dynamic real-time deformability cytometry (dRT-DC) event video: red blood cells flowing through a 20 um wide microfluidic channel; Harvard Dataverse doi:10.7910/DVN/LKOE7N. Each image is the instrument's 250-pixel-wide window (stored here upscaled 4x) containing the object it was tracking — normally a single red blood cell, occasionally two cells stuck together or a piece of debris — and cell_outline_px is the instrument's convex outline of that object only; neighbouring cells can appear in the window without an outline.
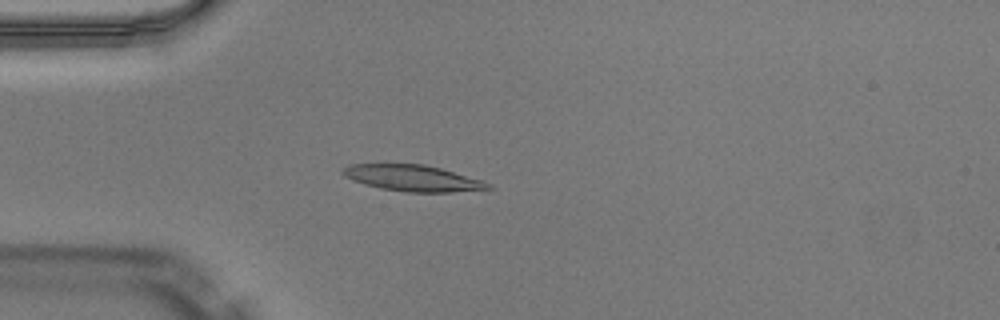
{"species": "Egyptian fruit bat (a non-hibernating species)", "species_latin": "Rousettus aegyptiacus", "temperature_condition": "warm", "stored_images_in_passage": 45, "camera_frame_rate_fps": 3000, "um_per_image_px": 0.085, "animal": {"sex": "male"}, "frame": {"image": 1, "passage_image": 9, "time_ms": 2.667, "image_size_px": [1000, 320], "cell_outline_px": [[492, 188], [452, 192], [404, 192], [380, 188], [364, 184], [352, 180], [344, 176], [340, 172], [348, 164], [424, 164], [440, 168], [484, 180], [492, 184]], "centroid_in_image_um": [35.08, 15.14], "position_along_channel_um": 49.9, "area_um2": 22.25}}
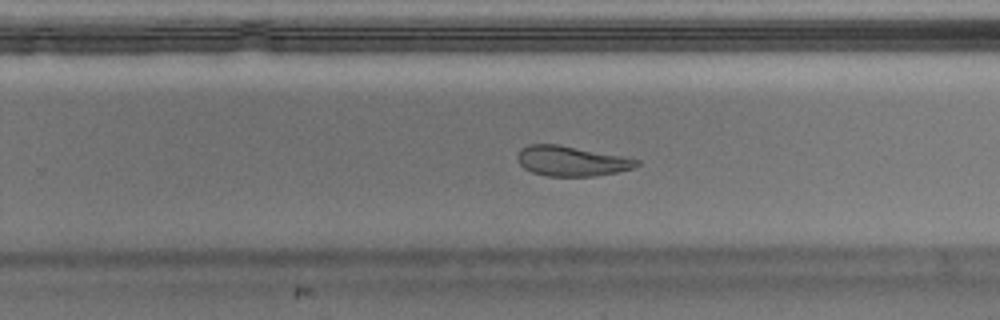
{"frame": {"image": 2, "passage_image": 27, "time_ms": 8.667, "image_size_px": [1000, 320], "cell_outline_px": [[640, 164], [632, 168], [616, 172], [596, 176], [548, 176], [532, 172], [524, 168], [520, 164], [516, 156], [520, 148], [528, 144], [556, 144], [620, 156], [640, 160]], "centroid_in_image_um": [48.52, 13.69], "position_along_channel_um": 281.3, "area_um2": 20.63}}
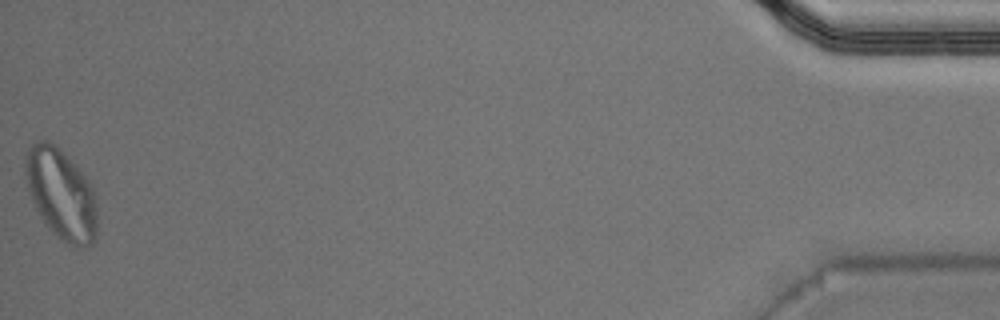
{"frame": {"image": 3, "passage_image": 45, "time_ms": 14.667, "image_size_px": [1000, 320], "cell_outline_px": [[96, 240], [92, 244], [84, 248], [80, 248], [56, 236], [44, 224], [28, 192], [24, 172], [24, 160], [32, 144], [40, 140], [48, 140], [64, 152], [80, 168], [88, 180], [92, 188], [96, 200]], "centroid_in_image_um": [5.19, 16.49], "position_along_channel_um": 430.0, "area_um2": 38.15}, "authors_computed_cell_mechanics": {"area_um2": 22.253, "velocity_mm_per_s": 4.0543, "shape_relaxation_time_tau1_ms": null, "shape_relaxation_time_tau2_ms": 2.4918, "deformation_change_tau1": null, "deformation_change_tau2": 0.089}}